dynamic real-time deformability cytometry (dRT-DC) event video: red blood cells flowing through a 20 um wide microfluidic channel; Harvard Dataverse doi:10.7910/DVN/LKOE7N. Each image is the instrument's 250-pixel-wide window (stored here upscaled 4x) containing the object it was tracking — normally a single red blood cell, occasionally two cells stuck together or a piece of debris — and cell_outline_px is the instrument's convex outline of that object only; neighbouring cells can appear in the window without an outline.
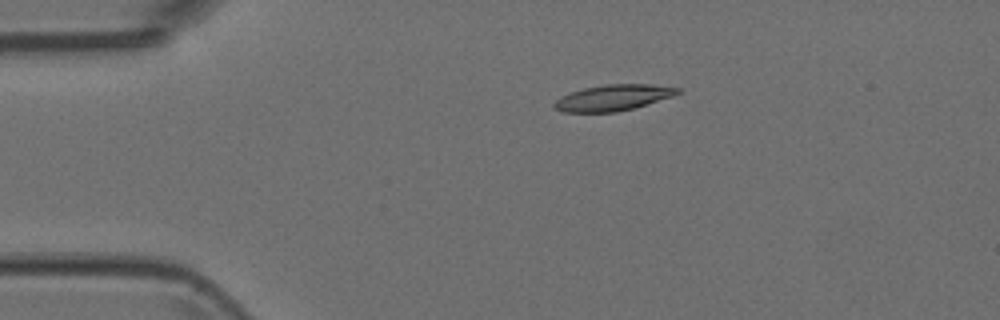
{"species": "Egyptian fruit bat (a non-hibernating species)", "species_latin": "Rousettus aegyptiacus", "temperature_condition": "room temperature", "stored_images_in_passage": 3, "camera_frame_rate_fps": 3000, "um_per_image_px": 0.085, "animal": {"sex": "female"}, "frame": {"image": 1, "passage_image": 2, "time_ms": 0.333, "image_size_px": [1000, 320], "cell_outline_px": [[680, 92], [672, 96], [632, 108], [616, 112], [564, 112], [552, 108], [552, 104], [560, 96], [584, 88], [604, 84], [652, 84], [680, 88]], "centroid_in_image_um": [52.06, 8.3], "position_along_channel_um": 32.9, "area_um2": 18.55}}